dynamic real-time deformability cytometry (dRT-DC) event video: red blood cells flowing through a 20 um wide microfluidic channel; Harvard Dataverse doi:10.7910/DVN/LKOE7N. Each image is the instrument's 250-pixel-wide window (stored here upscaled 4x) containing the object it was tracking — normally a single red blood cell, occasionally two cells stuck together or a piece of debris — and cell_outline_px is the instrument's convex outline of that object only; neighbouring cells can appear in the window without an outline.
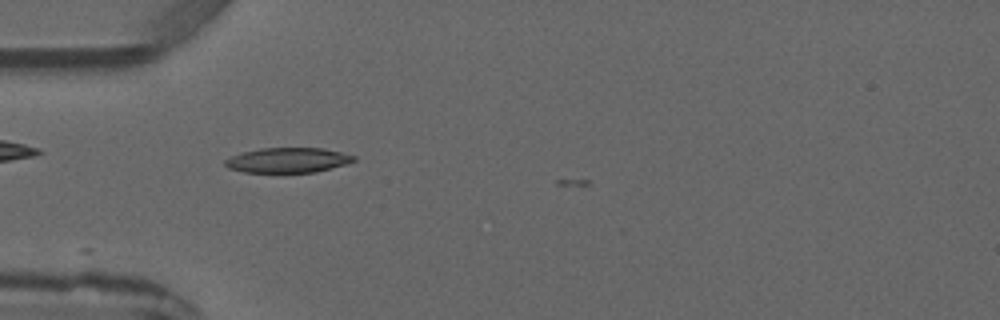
{"species": "common noctule bat (a hibernating species)", "species_latin": "Nyctalus noctula", "temperature_condition": "warm", "stored_images_in_passage": 5, "camera_frame_rate_fps": 3000, "um_per_image_px": 0.085, "animal": {"sex": "male", "forearm_length_mm": 52.5}, "frame": {"image": 1, "passage_image": 4, "time_ms": 4.333, "image_size_px": [1000, 320], "cell_outline_px": [[356, 160], [344, 164], [316, 172], [244, 172], [228, 168], [224, 164], [224, 160], [232, 156], [244, 152], [260, 148], [324, 148], [356, 156]], "centroid_in_image_um": [24.45, 13.61], "position_along_channel_um": 60.5, "area_um2": 18.55}}